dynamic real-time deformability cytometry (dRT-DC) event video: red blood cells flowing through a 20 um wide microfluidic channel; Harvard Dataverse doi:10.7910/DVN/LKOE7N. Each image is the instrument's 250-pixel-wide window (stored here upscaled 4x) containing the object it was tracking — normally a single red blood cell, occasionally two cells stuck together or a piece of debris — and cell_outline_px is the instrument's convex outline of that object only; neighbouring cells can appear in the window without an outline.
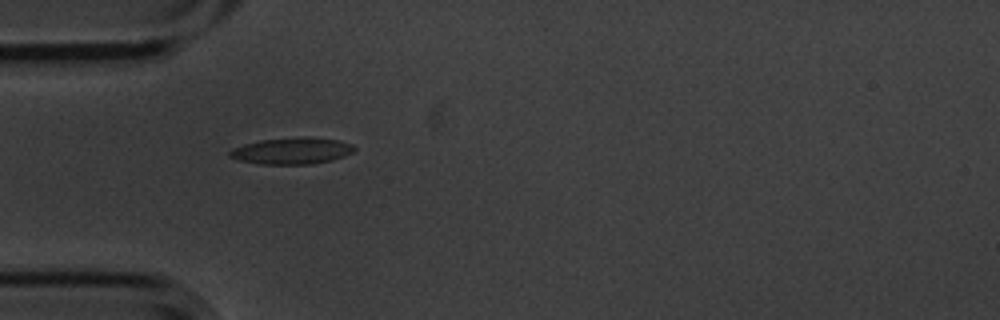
{"species": "common noctule bat (a hibernating species)", "species_latin": "Nyctalus noctula", "temperature_condition": "cold", "stored_images_in_passage": 6, "camera_frame_rate_fps": 3000, "um_per_image_px": 0.085, "animal": {"sex": "male", "body_mass_g": 20.1, "forearm_length_mm": 53.5}, "frame": {"image": 1, "passage_image": 5, "time_ms": 1.333, "image_size_px": [1000, 320], "cell_outline_px": [[356, 148], [352, 152], [344, 156], [332, 160], [312, 164], [260, 164], [240, 160], [228, 156], [228, 152], [232, 148], [244, 144], [260, 140], [304, 136], [336, 140], [352, 144]], "centroid_in_image_um": [24.79, 12.82], "position_along_channel_um": 60.2, "area_um2": 19.25}}
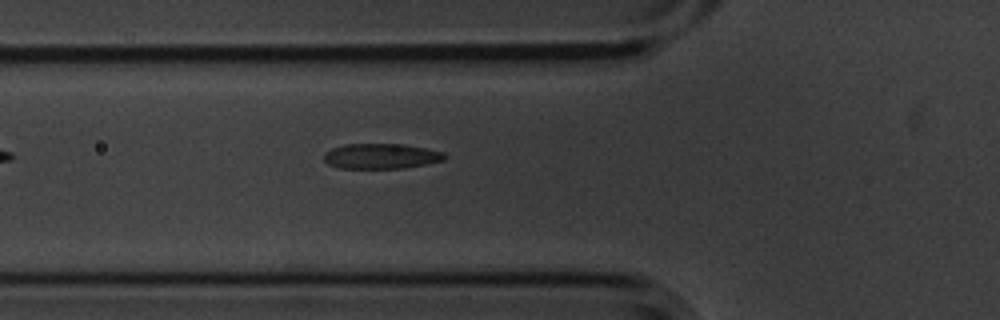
{"frame": {"image": 2, "passage_image": 6, "time_ms": 1.667, "image_size_px": [1000, 320], "cell_outline_px": [[448, 156], [444, 160], [404, 168], [340, 168], [328, 164], [324, 160], [324, 152], [332, 148], [344, 144], [404, 144], [444, 152]], "centroid_in_image_um": [32.38, 13.27], "position_along_channel_um": 93.4, "area_um2": 17.74}}